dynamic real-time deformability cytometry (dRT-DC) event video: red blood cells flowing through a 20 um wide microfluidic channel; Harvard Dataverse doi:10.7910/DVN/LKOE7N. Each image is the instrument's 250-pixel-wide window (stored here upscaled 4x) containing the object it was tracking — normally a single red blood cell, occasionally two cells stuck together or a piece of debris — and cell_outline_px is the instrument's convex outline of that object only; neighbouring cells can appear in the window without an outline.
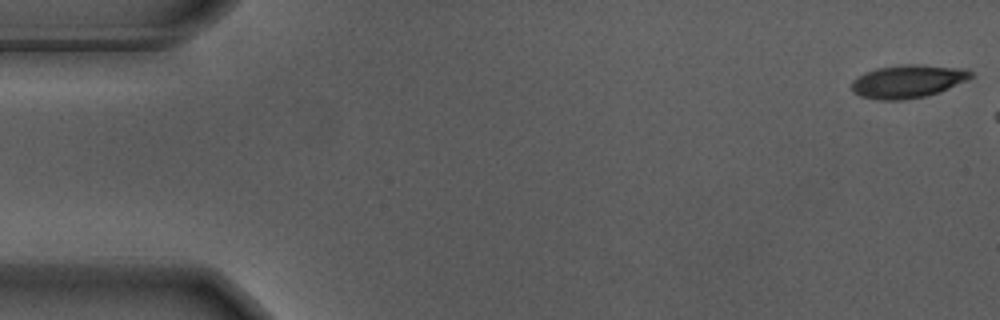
{"species": "Egyptian fruit bat (a non-hibernating species)", "species_latin": "Rousettus aegyptiacus", "temperature_condition": "warm", "stored_images_in_passage": 48, "camera_frame_rate_fps": 3000, "um_per_image_px": 0.085, "animal": {"sex": "male"}, "frame": {"image": 1, "passage_image": 1, "time_ms": 0.0, "image_size_px": [1000, 320], "cell_outline_px": [[976, 76], [968, 80], [940, 92], [924, 96], [900, 100], [876, 100], [860, 96], [852, 92], [852, 80], [864, 72], [876, 68], [904, 64], [916, 64], [968, 68]], "centroid_in_image_um": [77.19, 6.9], "position_along_channel_um": 7.8, "area_um2": 23.35}}
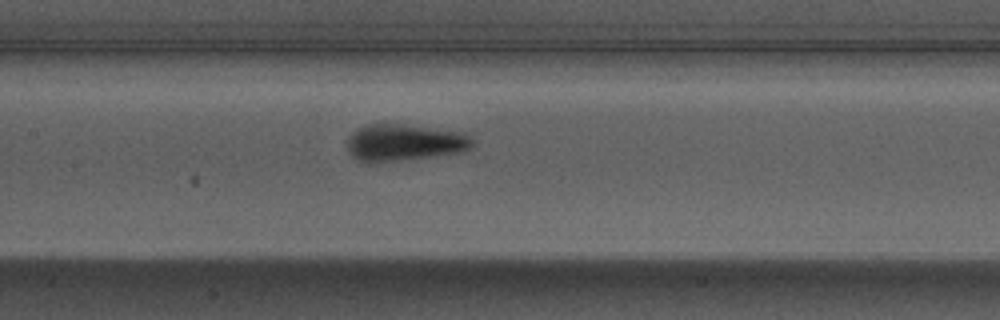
{"frame": {"image": 2, "passage_image": 26, "time_ms": 8.333, "image_size_px": [1000, 320], "cell_outline_px": [[472, 144], [468, 148], [460, 152], [376, 164], [364, 164], [356, 160], [348, 152], [348, 136], [356, 128], [364, 124], [404, 124], [464, 132], [472, 140]], "centroid_in_image_um": [34.26, 12.13], "position_along_channel_um": 173.1, "area_um2": 27.28}}
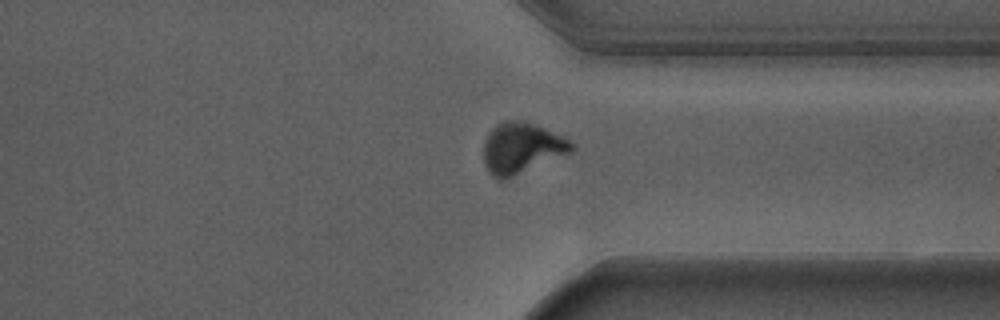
{"frame": {"image": 3, "passage_image": 42, "time_ms": 13.667, "image_size_px": [1000, 320], "cell_outline_px": [[576, 148], [572, 152], [508, 180], [496, 180], [488, 172], [484, 164], [484, 140], [488, 132], [496, 124], [504, 120], [520, 120], [544, 128], [576, 144]], "centroid_in_image_um": [44.31, 12.63], "position_along_channel_um": 367.1, "area_um2": 26.53}}